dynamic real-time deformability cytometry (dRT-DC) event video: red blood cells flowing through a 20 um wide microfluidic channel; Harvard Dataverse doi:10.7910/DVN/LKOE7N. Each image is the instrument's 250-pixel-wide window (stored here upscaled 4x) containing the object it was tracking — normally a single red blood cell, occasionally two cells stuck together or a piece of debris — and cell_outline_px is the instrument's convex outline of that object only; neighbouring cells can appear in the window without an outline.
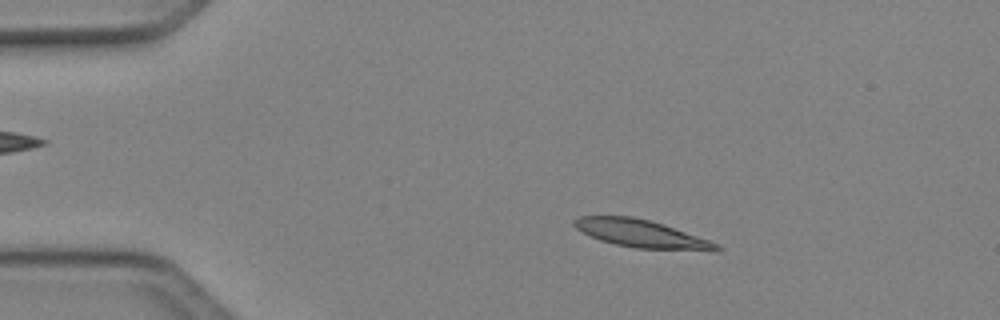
{"species": "Egyptian fruit bat (a non-hibernating species)", "species_latin": "Rousettus aegyptiacus", "temperature_condition": "cold", "stored_images_in_passage": 49, "camera_frame_rate_fps": 3000, "um_per_image_px": 0.085, "animal": {"sex": "female"}, "frame": {"image": 1, "passage_image": 9, "time_ms": 2.667, "image_size_px": [1000, 320], "cell_outline_px": [[724, 248], [720, 252], [712, 252], [636, 248], [616, 244], [600, 240], [576, 228], [572, 224], [572, 220], [580, 216], [632, 216], [664, 224], [720, 244]], "centroid_in_image_um": [54.63, 19.89], "position_along_channel_um": 30.4, "area_um2": 23.29}}
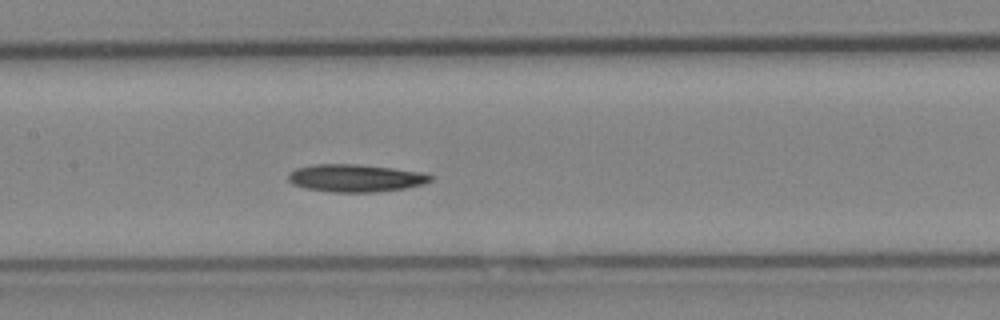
{"frame": {"image": 2, "passage_image": 24, "time_ms": 7.667, "image_size_px": [1000, 320], "cell_outline_px": [[432, 180], [424, 184], [404, 188], [376, 192], [332, 192], [308, 188], [292, 184], [288, 180], [288, 172], [296, 168], [312, 164], [356, 164], [392, 168], [420, 172], [432, 176]], "centroid_in_image_um": [30.18, 15.13], "position_along_channel_um": 177.2, "area_um2": 22.77}}
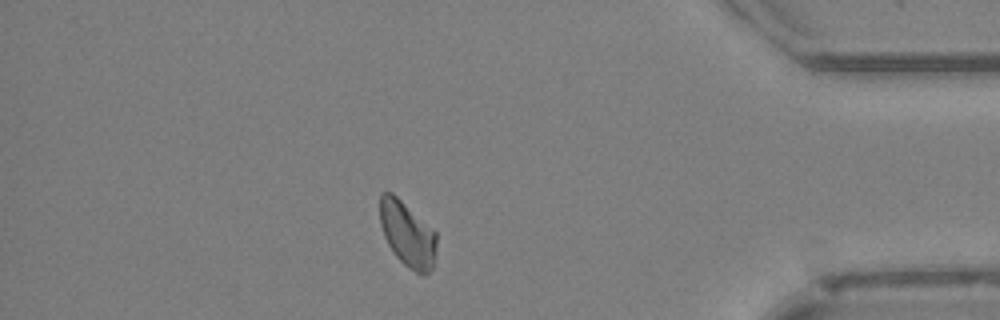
{"frame": {"image": 3, "passage_image": 43, "time_ms": 14.0, "image_size_px": [1000, 320], "cell_outline_px": [[436, 244], [432, 268], [424, 276], [408, 268], [396, 256], [388, 244], [384, 236], [380, 224], [380, 192], [392, 192], [432, 228], [436, 232]], "centroid_in_image_um": [34.62, 19.89], "position_along_channel_um": 400.6, "area_um2": 21.33}}